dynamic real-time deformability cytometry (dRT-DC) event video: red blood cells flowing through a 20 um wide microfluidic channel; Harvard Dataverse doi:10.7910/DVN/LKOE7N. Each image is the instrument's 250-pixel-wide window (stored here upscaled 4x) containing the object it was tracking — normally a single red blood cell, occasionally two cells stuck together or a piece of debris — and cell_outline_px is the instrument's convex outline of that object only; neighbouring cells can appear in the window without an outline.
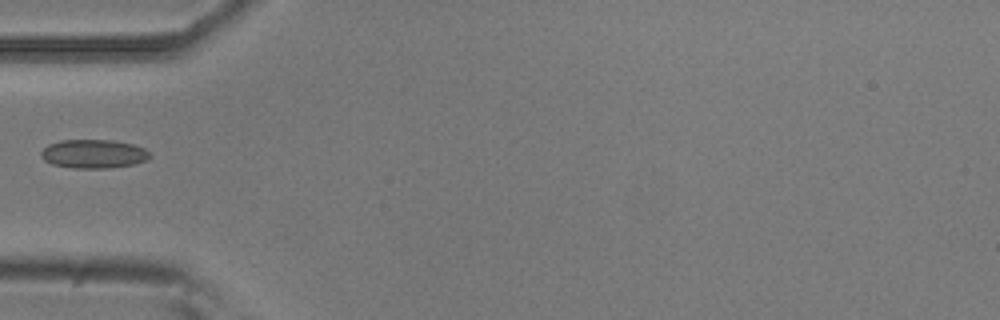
{"species": "common noctule bat (a hibernating species)", "species_latin": "Nyctalus noctula", "temperature_condition": "room temperature", "stored_images_in_passage": 2, "camera_frame_rate_fps": 3000, "um_per_image_px": 0.085, "animal": {"sex": "male", "body_mass_g": 20.5, "forearm_length_mm": 52.5}, "frame": {"image": 1, "passage_image": 2, "time_ms": 1.0, "image_size_px": [1000, 320], "cell_outline_px": [[148, 156], [144, 160], [132, 164], [108, 168], [72, 168], [52, 164], [44, 160], [40, 156], [40, 152], [48, 144], [60, 140], [112, 140], [132, 144], [144, 148], [148, 152]], "centroid_in_image_um": [7.88, 13.07], "position_along_channel_um": 77.1, "area_um2": 18.03}}